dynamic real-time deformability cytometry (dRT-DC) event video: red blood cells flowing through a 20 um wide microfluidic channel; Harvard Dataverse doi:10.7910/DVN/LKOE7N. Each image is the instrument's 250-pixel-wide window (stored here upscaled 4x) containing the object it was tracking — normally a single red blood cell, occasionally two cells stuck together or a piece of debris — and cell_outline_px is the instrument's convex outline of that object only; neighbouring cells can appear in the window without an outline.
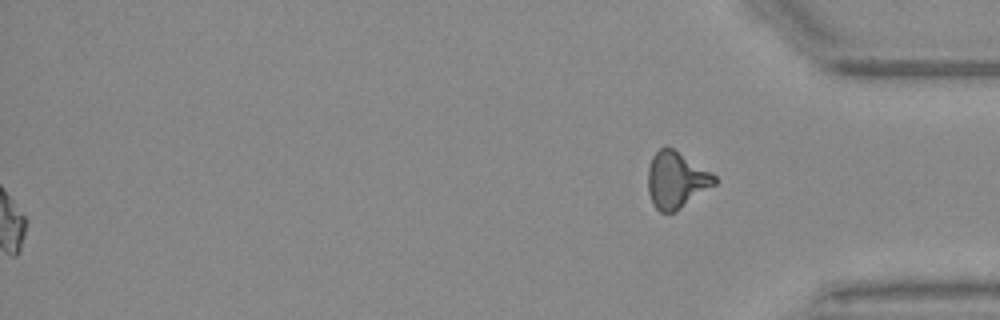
{"species": "Egyptian fruit bat (a non-hibernating species)", "species_latin": "Rousettus aegyptiacus", "temperature_condition": "warm", "stored_images_in_passage": 57, "segment_of_instrument_passage": [2, 2], "camera_frame_rate_fps": 3000, "um_per_image_px": 0.085, "animal": {"sex": "female"}, "frame": {"image": 1, "passage_image": 57, "time_ms": 18.667, "image_size_px": [1000, 320], "cell_outline_px": [[716, 184], [676, 212], [660, 212], [652, 204], [648, 192], [648, 168], [652, 156], [664, 144], [672, 148], [712, 172], [716, 176]], "centroid_in_image_um": [57.47, 15.3], "position_along_channel_um": 377.7, "area_um2": 22.08}}